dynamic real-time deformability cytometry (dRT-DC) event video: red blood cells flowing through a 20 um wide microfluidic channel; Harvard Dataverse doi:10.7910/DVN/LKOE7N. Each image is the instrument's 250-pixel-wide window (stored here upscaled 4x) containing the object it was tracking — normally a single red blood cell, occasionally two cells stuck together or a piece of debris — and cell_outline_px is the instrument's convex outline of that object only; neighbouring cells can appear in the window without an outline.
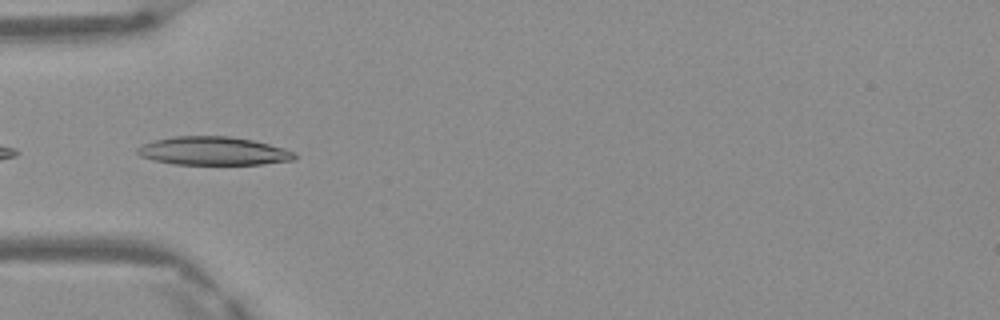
{"species": "Egyptian fruit bat (a non-hibernating species)", "species_latin": "Rousettus aegyptiacus", "temperature_condition": "warm", "stored_images_in_passage": 20, "camera_frame_rate_fps": 3000, "um_per_image_px": 0.085, "frame": {"image": 1, "passage_image": 1, "time_ms": 0.0, "image_size_px": [1000, 320], "cell_outline_px": [[296, 156], [292, 160], [264, 164], [172, 164], [140, 156], [136, 152], [136, 148], [144, 144], [156, 140], [172, 136], [228, 136], [252, 140], [284, 148], [292, 152]], "centroid_in_image_um": [18.11, 12.83], "position_along_channel_um": 66.9, "area_um2": 25.72}}
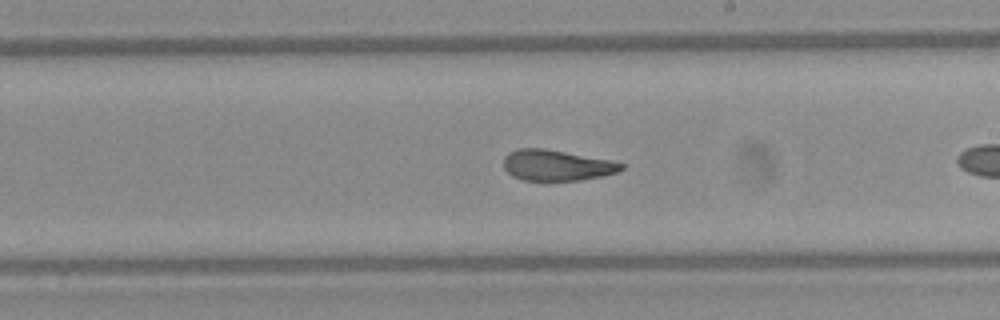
{"frame": {"image": 2, "passage_image": 9, "time_ms": 2.667, "image_size_px": [1000, 320], "cell_outline_px": [[628, 164], [624, 168], [616, 172], [600, 176], [580, 180], [548, 184], [544, 184], [524, 180], [512, 176], [504, 168], [504, 156], [508, 152], [520, 148], [544, 148], [612, 160]], "centroid_in_image_um": [47.31, 14.09], "position_along_channel_um": 241.7, "area_um2": 22.02}}
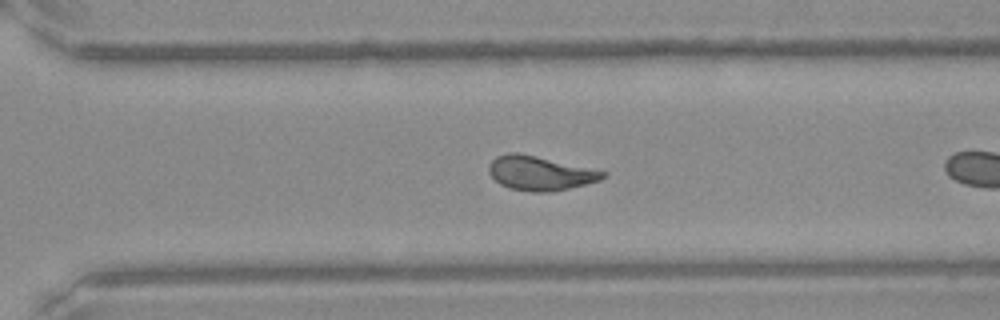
{"frame": {"image": 3, "passage_image": 15, "time_ms": 4.667, "image_size_px": [1000, 320], "cell_outline_px": [[608, 172], [600, 180], [552, 192], [532, 192], [508, 188], [500, 184], [488, 172], [488, 164], [496, 156], [508, 152], [520, 152]], "centroid_in_image_um": [45.85, 14.71], "position_along_channel_um": 324.7, "area_um2": 22.77}}